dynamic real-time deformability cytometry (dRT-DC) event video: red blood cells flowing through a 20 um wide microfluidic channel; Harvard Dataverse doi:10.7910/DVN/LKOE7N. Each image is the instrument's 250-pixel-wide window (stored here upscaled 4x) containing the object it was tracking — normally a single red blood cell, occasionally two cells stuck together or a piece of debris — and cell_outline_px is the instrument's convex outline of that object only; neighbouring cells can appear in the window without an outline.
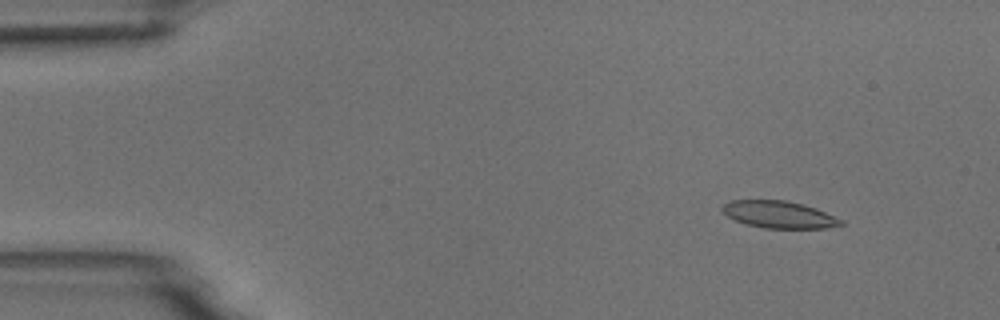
{"species": "common noctule bat (a hibernating species)", "species_latin": "Nyctalus noctula", "temperature_condition": "room temperature", "stored_images_in_passage": 5, "camera_frame_rate_fps": 3000, "um_per_image_px": 0.085, "animal": {"sex": "male", "body_mass_g": 18.8}, "frame": {"image": 1, "passage_image": 2, "time_ms": 1.0, "image_size_px": [1000, 320], "cell_outline_px": [[844, 224], [824, 228], [764, 228], [748, 224], [736, 220], [728, 216], [720, 208], [728, 200], [784, 200], [804, 204], [816, 208], [844, 220]], "centroid_in_image_um": [66.23, 18.23], "position_along_channel_um": 18.8, "area_um2": 18.67}}
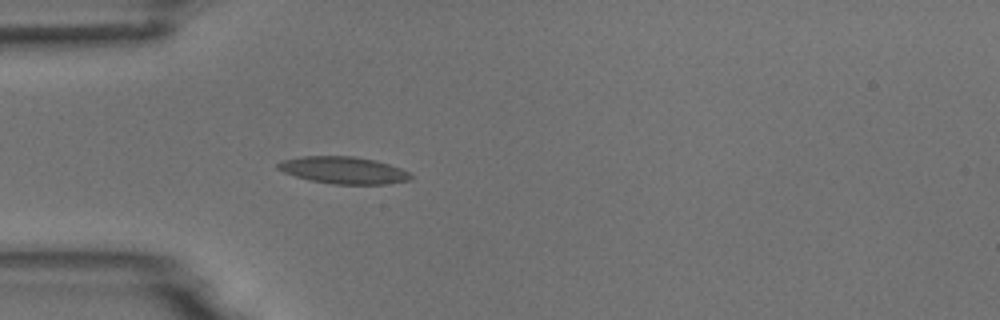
{"frame": {"image": 2, "passage_image": 5, "time_ms": 4.333, "image_size_px": [1000, 320], "cell_outline_px": [[412, 180], [384, 184], [332, 184], [308, 180], [284, 172], [276, 168], [276, 164], [280, 160], [300, 156], [352, 156], [376, 160], [400, 168], [408, 172], [412, 176]], "centroid_in_image_um": [29.16, 14.46], "position_along_channel_um": 55.8, "area_um2": 21.04}}